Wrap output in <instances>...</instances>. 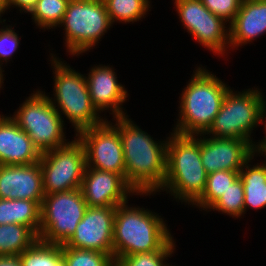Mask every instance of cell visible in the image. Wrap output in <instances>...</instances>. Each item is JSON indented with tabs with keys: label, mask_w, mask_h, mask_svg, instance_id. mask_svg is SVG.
I'll list each match as a JSON object with an SVG mask.
<instances>
[{
	"label": "cell",
	"mask_w": 266,
	"mask_h": 266,
	"mask_svg": "<svg viewBox=\"0 0 266 266\" xmlns=\"http://www.w3.org/2000/svg\"><path fill=\"white\" fill-rule=\"evenodd\" d=\"M116 207H88L75 234L65 244L82 250H95L113 258V229Z\"/></svg>",
	"instance_id": "14"
},
{
	"label": "cell",
	"mask_w": 266,
	"mask_h": 266,
	"mask_svg": "<svg viewBox=\"0 0 266 266\" xmlns=\"http://www.w3.org/2000/svg\"><path fill=\"white\" fill-rule=\"evenodd\" d=\"M75 137L82 143L86 167L120 174L125 179V161L118 128L107 119L99 125L79 132Z\"/></svg>",
	"instance_id": "12"
},
{
	"label": "cell",
	"mask_w": 266,
	"mask_h": 266,
	"mask_svg": "<svg viewBox=\"0 0 266 266\" xmlns=\"http://www.w3.org/2000/svg\"><path fill=\"white\" fill-rule=\"evenodd\" d=\"M173 1L182 26L195 42L218 57L226 56L230 50L229 24L213 14L200 0Z\"/></svg>",
	"instance_id": "11"
},
{
	"label": "cell",
	"mask_w": 266,
	"mask_h": 266,
	"mask_svg": "<svg viewBox=\"0 0 266 266\" xmlns=\"http://www.w3.org/2000/svg\"><path fill=\"white\" fill-rule=\"evenodd\" d=\"M118 128L123 145L125 181L136 193H154L162 187L166 177L167 144L154 140L129 116L111 119Z\"/></svg>",
	"instance_id": "1"
},
{
	"label": "cell",
	"mask_w": 266,
	"mask_h": 266,
	"mask_svg": "<svg viewBox=\"0 0 266 266\" xmlns=\"http://www.w3.org/2000/svg\"><path fill=\"white\" fill-rule=\"evenodd\" d=\"M22 266H64L62 246L37 240L20 254Z\"/></svg>",
	"instance_id": "26"
},
{
	"label": "cell",
	"mask_w": 266,
	"mask_h": 266,
	"mask_svg": "<svg viewBox=\"0 0 266 266\" xmlns=\"http://www.w3.org/2000/svg\"><path fill=\"white\" fill-rule=\"evenodd\" d=\"M6 19L0 28V69L4 72L3 64H7L20 47L22 37H19L12 25L5 24ZM3 24H5L3 26Z\"/></svg>",
	"instance_id": "30"
},
{
	"label": "cell",
	"mask_w": 266,
	"mask_h": 266,
	"mask_svg": "<svg viewBox=\"0 0 266 266\" xmlns=\"http://www.w3.org/2000/svg\"><path fill=\"white\" fill-rule=\"evenodd\" d=\"M264 93L259 88L235 91L230 88L225 95L214 122L205 133L216 138H236L249 141L254 147L252 135L262 125Z\"/></svg>",
	"instance_id": "6"
},
{
	"label": "cell",
	"mask_w": 266,
	"mask_h": 266,
	"mask_svg": "<svg viewBox=\"0 0 266 266\" xmlns=\"http://www.w3.org/2000/svg\"><path fill=\"white\" fill-rule=\"evenodd\" d=\"M213 14L231 23L238 13L242 0H200Z\"/></svg>",
	"instance_id": "31"
},
{
	"label": "cell",
	"mask_w": 266,
	"mask_h": 266,
	"mask_svg": "<svg viewBox=\"0 0 266 266\" xmlns=\"http://www.w3.org/2000/svg\"><path fill=\"white\" fill-rule=\"evenodd\" d=\"M69 1L38 0L29 14L39 29H57L64 18Z\"/></svg>",
	"instance_id": "25"
},
{
	"label": "cell",
	"mask_w": 266,
	"mask_h": 266,
	"mask_svg": "<svg viewBox=\"0 0 266 266\" xmlns=\"http://www.w3.org/2000/svg\"><path fill=\"white\" fill-rule=\"evenodd\" d=\"M41 89L33 93L10 116L24 130L33 145L44 153L68 144L65 122ZM65 131V132H64Z\"/></svg>",
	"instance_id": "8"
},
{
	"label": "cell",
	"mask_w": 266,
	"mask_h": 266,
	"mask_svg": "<svg viewBox=\"0 0 266 266\" xmlns=\"http://www.w3.org/2000/svg\"><path fill=\"white\" fill-rule=\"evenodd\" d=\"M61 246L64 266H115L114 259L106 253Z\"/></svg>",
	"instance_id": "28"
},
{
	"label": "cell",
	"mask_w": 266,
	"mask_h": 266,
	"mask_svg": "<svg viewBox=\"0 0 266 266\" xmlns=\"http://www.w3.org/2000/svg\"><path fill=\"white\" fill-rule=\"evenodd\" d=\"M211 210L226 214L234 219L244 216V185L240 177L206 212H211Z\"/></svg>",
	"instance_id": "27"
},
{
	"label": "cell",
	"mask_w": 266,
	"mask_h": 266,
	"mask_svg": "<svg viewBox=\"0 0 266 266\" xmlns=\"http://www.w3.org/2000/svg\"><path fill=\"white\" fill-rule=\"evenodd\" d=\"M265 120V121H264ZM262 124H263V127H264V134L265 136L263 137V139H261V141L259 140L257 143H256V146H255V153L257 155H259L260 157L262 156H266V98L263 102V114H262Z\"/></svg>",
	"instance_id": "33"
},
{
	"label": "cell",
	"mask_w": 266,
	"mask_h": 266,
	"mask_svg": "<svg viewBox=\"0 0 266 266\" xmlns=\"http://www.w3.org/2000/svg\"><path fill=\"white\" fill-rule=\"evenodd\" d=\"M88 208L81 189L45 195L40 210L38 239L48 244L65 245Z\"/></svg>",
	"instance_id": "9"
},
{
	"label": "cell",
	"mask_w": 266,
	"mask_h": 266,
	"mask_svg": "<svg viewBox=\"0 0 266 266\" xmlns=\"http://www.w3.org/2000/svg\"><path fill=\"white\" fill-rule=\"evenodd\" d=\"M257 156L255 153L239 171L244 185V215L250 208L256 211L266 208V156L265 162L253 165L254 157Z\"/></svg>",
	"instance_id": "20"
},
{
	"label": "cell",
	"mask_w": 266,
	"mask_h": 266,
	"mask_svg": "<svg viewBox=\"0 0 266 266\" xmlns=\"http://www.w3.org/2000/svg\"><path fill=\"white\" fill-rule=\"evenodd\" d=\"M200 156L207 174L219 171H240L255 154V147L246 140L216 138L199 134Z\"/></svg>",
	"instance_id": "15"
},
{
	"label": "cell",
	"mask_w": 266,
	"mask_h": 266,
	"mask_svg": "<svg viewBox=\"0 0 266 266\" xmlns=\"http://www.w3.org/2000/svg\"><path fill=\"white\" fill-rule=\"evenodd\" d=\"M238 177L239 171L219 170L208 174L204 193L191 207L207 211Z\"/></svg>",
	"instance_id": "24"
},
{
	"label": "cell",
	"mask_w": 266,
	"mask_h": 266,
	"mask_svg": "<svg viewBox=\"0 0 266 266\" xmlns=\"http://www.w3.org/2000/svg\"><path fill=\"white\" fill-rule=\"evenodd\" d=\"M73 138L62 147L41 153L39 163L45 195L81 188L86 155L82 143Z\"/></svg>",
	"instance_id": "10"
},
{
	"label": "cell",
	"mask_w": 266,
	"mask_h": 266,
	"mask_svg": "<svg viewBox=\"0 0 266 266\" xmlns=\"http://www.w3.org/2000/svg\"><path fill=\"white\" fill-rule=\"evenodd\" d=\"M37 1L38 0H2L3 14H5V12L7 13V10H10L12 7L18 9L21 14L24 12L29 15Z\"/></svg>",
	"instance_id": "32"
},
{
	"label": "cell",
	"mask_w": 266,
	"mask_h": 266,
	"mask_svg": "<svg viewBox=\"0 0 266 266\" xmlns=\"http://www.w3.org/2000/svg\"><path fill=\"white\" fill-rule=\"evenodd\" d=\"M55 55L50 53L49 60L54 74L53 98L48 95L51 104L63 121L64 117L69 120L76 133L74 135L103 123L107 118L104 114L103 119L92 104L85 74L74 70L64 59Z\"/></svg>",
	"instance_id": "5"
},
{
	"label": "cell",
	"mask_w": 266,
	"mask_h": 266,
	"mask_svg": "<svg viewBox=\"0 0 266 266\" xmlns=\"http://www.w3.org/2000/svg\"><path fill=\"white\" fill-rule=\"evenodd\" d=\"M40 156V151L17 122L9 115L0 114V165L35 164Z\"/></svg>",
	"instance_id": "18"
},
{
	"label": "cell",
	"mask_w": 266,
	"mask_h": 266,
	"mask_svg": "<svg viewBox=\"0 0 266 266\" xmlns=\"http://www.w3.org/2000/svg\"><path fill=\"white\" fill-rule=\"evenodd\" d=\"M167 144L166 177L158 193H166L192 206L204 193L207 173L202 165L198 135L170 132Z\"/></svg>",
	"instance_id": "4"
},
{
	"label": "cell",
	"mask_w": 266,
	"mask_h": 266,
	"mask_svg": "<svg viewBox=\"0 0 266 266\" xmlns=\"http://www.w3.org/2000/svg\"><path fill=\"white\" fill-rule=\"evenodd\" d=\"M113 24L103 0H70L61 24L68 55L80 56L98 45Z\"/></svg>",
	"instance_id": "7"
},
{
	"label": "cell",
	"mask_w": 266,
	"mask_h": 266,
	"mask_svg": "<svg viewBox=\"0 0 266 266\" xmlns=\"http://www.w3.org/2000/svg\"><path fill=\"white\" fill-rule=\"evenodd\" d=\"M195 69L179 96L178 118L172 130L176 134L206 133L231 88L206 67L199 65Z\"/></svg>",
	"instance_id": "3"
},
{
	"label": "cell",
	"mask_w": 266,
	"mask_h": 266,
	"mask_svg": "<svg viewBox=\"0 0 266 266\" xmlns=\"http://www.w3.org/2000/svg\"><path fill=\"white\" fill-rule=\"evenodd\" d=\"M0 266H22L20 255H0Z\"/></svg>",
	"instance_id": "34"
},
{
	"label": "cell",
	"mask_w": 266,
	"mask_h": 266,
	"mask_svg": "<svg viewBox=\"0 0 266 266\" xmlns=\"http://www.w3.org/2000/svg\"><path fill=\"white\" fill-rule=\"evenodd\" d=\"M126 201L116 207L113 229V259L153 251H175L176 241L166 220L148 208ZM132 206V207H131Z\"/></svg>",
	"instance_id": "2"
},
{
	"label": "cell",
	"mask_w": 266,
	"mask_h": 266,
	"mask_svg": "<svg viewBox=\"0 0 266 266\" xmlns=\"http://www.w3.org/2000/svg\"><path fill=\"white\" fill-rule=\"evenodd\" d=\"M5 74H3V72L1 71L0 69V90H2L4 87L2 85H4V80H5V77H3Z\"/></svg>",
	"instance_id": "35"
},
{
	"label": "cell",
	"mask_w": 266,
	"mask_h": 266,
	"mask_svg": "<svg viewBox=\"0 0 266 266\" xmlns=\"http://www.w3.org/2000/svg\"><path fill=\"white\" fill-rule=\"evenodd\" d=\"M266 34V0H242L240 9L229 24L230 49L251 44ZM251 42V43H250Z\"/></svg>",
	"instance_id": "19"
},
{
	"label": "cell",
	"mask_w": 266,
	"mask_h": 266,
	"mask_svg": "<svg viewBox=\"0 0 266 266\" xmlns=\"http://www.w3.org/2000/svg\"><path fill=\"white\" fill-rule=\"evenodd\" d=\"M37 240L38 236L25 225H0V255H20Z\"/></svg>",
	"instance_id": "22"
},
{
	"label": "cell",
	"mask_w": 266,
	"mask_h": 266,
	"mask_svg": "<svg viewBox=\"0 0 266 266\" xmlns=\"http://www.w3.org/2000/svg\"><path fill=\"white\" fill-rule=\"evenodd\" d=\"M2 16L3 15V10H2V0H0V24L5 20V19H2Z\"/></svg>",
	"instance_id": "36"
},
{
	"label": "cell",
	"mask_w": 266,
	"mask_h": 266,
	"mask_svg": "<svg viewBox=\"0 0 266 266\" xmlns=\"http://www.w3.org/2000/svg\"><path fill=\"white\" fill-rule=\"evenodd\" d=\"M112 24L142 21L151 11L146 0H103ZM150 9V10H149Z\"/></svg>",
	"instance_id": "23"
},
{
	"label": "cell",
	"mask_w": 266,
	"mask_h": 266,
	"mask_svg": "<svg viewBox=\"0 0 266 266\" xmlns=\"http://www.w3.org/2000/svg\"><path fill=\"white\" fill-rule=\"evenodd\" d=\"M45 196L40 163L0 165V199H25L40 206Z\"/></svg>",
	"instance_id": "17"
},
{
	"label": "cell",
	"mask_w": 266,
	"mask_h": 266,
	"mask_svg": "<svg viewBox=\"0 0 266 266\" xmlns=\"http://www.w3.org/2000/svg\"><path fill=\"white\" fill-rule=\"evenodd\" d=\"M115 70L113 66L96 64L85 74L92 104L100 114L110 111L113 118L128 115L123 104L129 97L125 85L119 83Z\"/></svg>",
	"instance_id": "16"
},
{
	"label": "cell",
	"mask_w": 266,
	"mask_h": 266,
	"mask_svg": "<svg viewBox=\"0 0 266 266\" xmlns=\"http://www.w3.org/2000/svg\"><path fill=\"white\" fill-rule=\"evenodd\" d=\"M80 189L88 207H117L133 195H154L136 193L120 174L91 167H86Z\"/></svg>",
	"instance_id": "13"
},
{
	"label": "cell",
	"mask_w": 266,
	"mask_h": 266,
	"mask_svg": "<svg viewBox=\"0 0 266 266\" xmlns=\"http://www.w3.org/2000/svg\"><path fill=\"white\" fill-rule=\"evenodd\" d=\"M40 210L41 206L33 200L0 199V225L10 223L25 225L38 236Z\"/></svg>",
	"instance_id": "21"
},
{
	"label": "cell",
	"mask_w": 266,
	"mask_h": 266,
	"mask_svg": "<svg viewBox=\"0 0 266 266\" xmlns=\"http://www.w3.org/2000/svg\"><path fill=\"white\" fill-rule=\"evenodd\" d=\"M176 251H153L123 256L115 261V266H168L166 260ZM173 254V255H172Z\"/></svg>",
	"instance_id": "29"
}]
</instances>
